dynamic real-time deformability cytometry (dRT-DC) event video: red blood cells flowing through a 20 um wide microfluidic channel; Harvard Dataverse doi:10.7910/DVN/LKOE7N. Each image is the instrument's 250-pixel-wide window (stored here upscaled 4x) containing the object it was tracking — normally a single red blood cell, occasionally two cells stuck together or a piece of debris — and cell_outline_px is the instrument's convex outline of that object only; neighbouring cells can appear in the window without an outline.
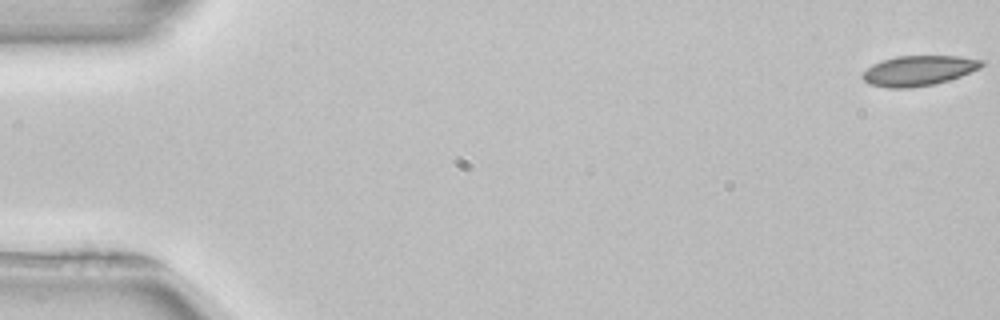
{"species": "common noctule bat (a hibernating species)", "species_latin": "Nyctalus noctula", "temperature_condition": "room temperature", "stored_images_in_passage": 53, "camera_frame_rate_fps": 3000, "um_per_image_px": 0.085, "animal": {"sex": "female", "body_mass_g": 22.7, "forearm_length_mm": 54.2}, "frame": {"image": 1, "passage_image": 1, "time_ms": 0.0, "image_size_px": [1000, 320], "cell_outline_px": [[984, 64], [980, 68], [960, 76], [948, 80], [932, 84], [908, 88], [888, 88], [868, 84], [860, 76], [872, 64], [896, 56], [960, 56], [984, 60]], "centroid_in_image_um": [78.07, 6.0], "position_along_channel_um": 6.9, "area_um2": 20.81}}
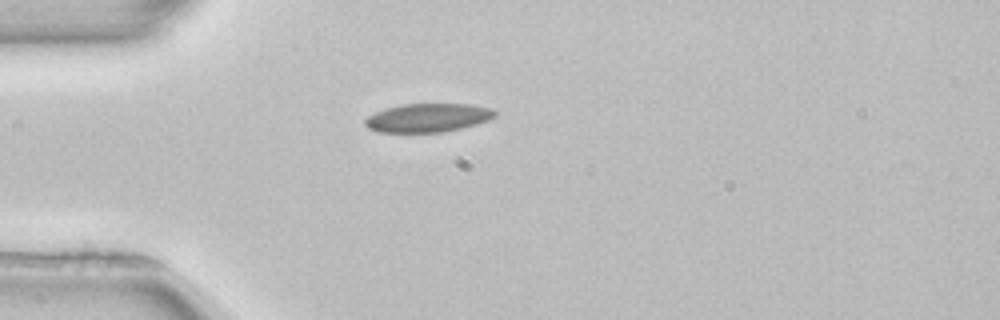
{"frame": {"image": 2, "passage_image": 15, "time_ms": 4.667, "image_size_px": [1000, 320], "cell_outline_px": [[496, 116], [488, 120], [476, 124], [444, 132], [380, 132], [368, 128], [364, 124], [364, 120], [368, 116], [376, 112], [388, 108], [404, 104], [468, 104], [492, 108], [496, 112]], "centroid_in_image_um": [36.38, 10.01], "position_along_channel_um": 48.6, "area_um2": 21.5}}